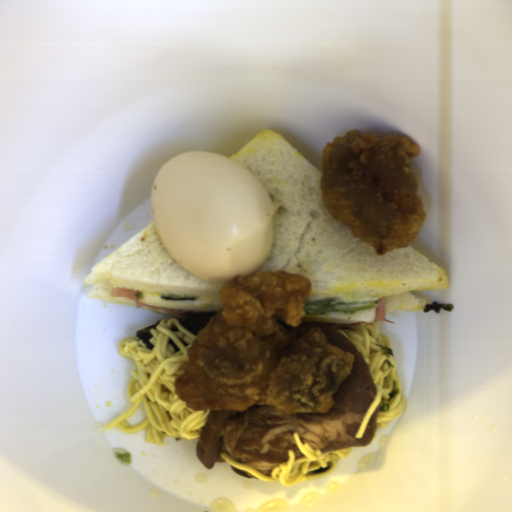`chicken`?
Listing matches in <instances>:
<instances>
[{
    "mask_svg": "<svg viewBox=\"0 0 512 512\" xmlns=\"http://www.w3.org/2000/svg\"><path fill=\"white\" fill-rule=\"evenodd\" d=\"M311 294L301 274L235 276L220 290V311L195 336L174 393L195 411L330 412L356 357L303 326Z\"/></svg>",
    "mask_w": 512,
    "mask_h": 512,
    "instance_id": "obj_1",
    "label": "chicken"
},
{
    "mask_svg": "<svg viewBox=\"0 0 512 512\" xmlns=\"http://www.w3.org/2000/svg\"><path fill=\"white\" fill-rule=\"evenodd\" d=\"M420 152L419 143L406 135L353 130L323 148V201L376 256L410 246L427 219L419 176L410 167Z\"/></svg>",
    "mask_w": 512,
    "mask_h": 512,
    "instance_id": "obj_2",
    "label": "chicken"
}]
</instances>
